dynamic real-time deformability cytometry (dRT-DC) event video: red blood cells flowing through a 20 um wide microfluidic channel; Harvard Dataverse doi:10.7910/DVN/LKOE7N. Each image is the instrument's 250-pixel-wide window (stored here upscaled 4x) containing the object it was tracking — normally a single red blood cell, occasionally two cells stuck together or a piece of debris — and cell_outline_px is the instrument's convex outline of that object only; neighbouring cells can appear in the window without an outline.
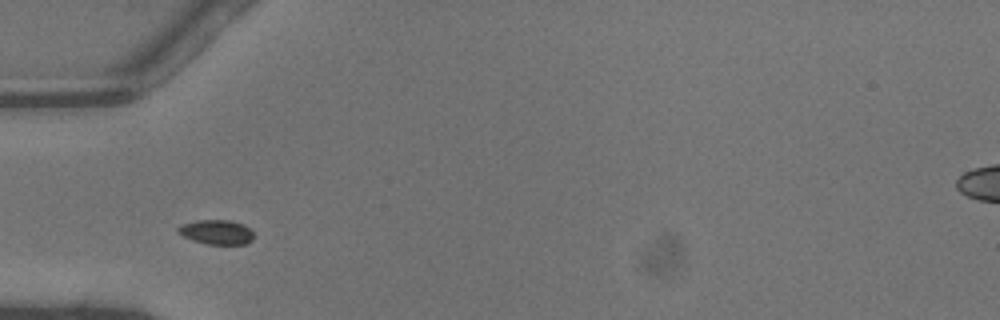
{"species": "common noctule bat (a hibernating species)", "species_latin": "Nyctalus noctula", "temperature_condition": "warm", "stored_images_in_passage": 26, "camera_frame_rate_fps": 3000, "um_per_image_px": 0.085, "animal": {"sex": "male", "body_mass_g": 13.3}, "frame": {"image": 1, "passage_image": 2, "time_ms": 0.333, "image_size_px": [1000, 320], "cell_outline_px": [[252, 240], [244, 244], [208, 244], [192, 240], [176, 232], [176, 228], [184, 224], [196, 220], [228, 220], [244, 224], [252, 232]], "centroid_in_image_um": [18.38, 19.72], "position_along_channel_um": 66.6, "area_um2": 10.69}}
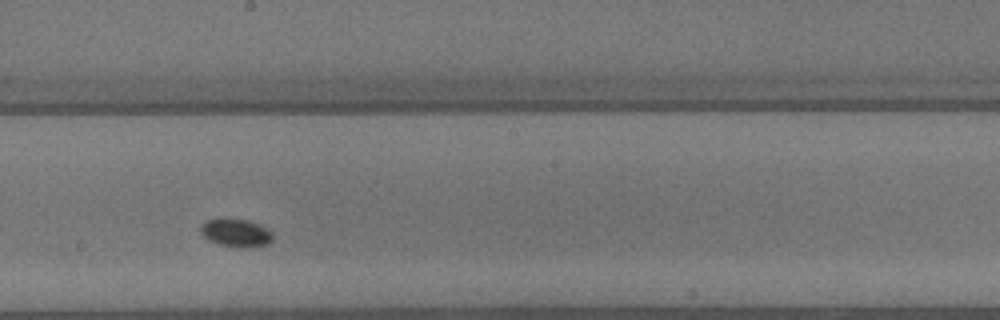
{"frame": {"image": 2, "passage_image": 13, "time_ms": 4.0, "image_size_px": [1000, 320], "cell_outline_px": [[272, 240], [268, 244], [220, 244], [208, 240], [200, 232], [200, 224], [204, 220], [248, 220], [260, 224], [272, 232]], "centroid_in_image_um": [20.02, 19.73], "position_along_channel_um": 228.2, "area_um2": 10.87}}
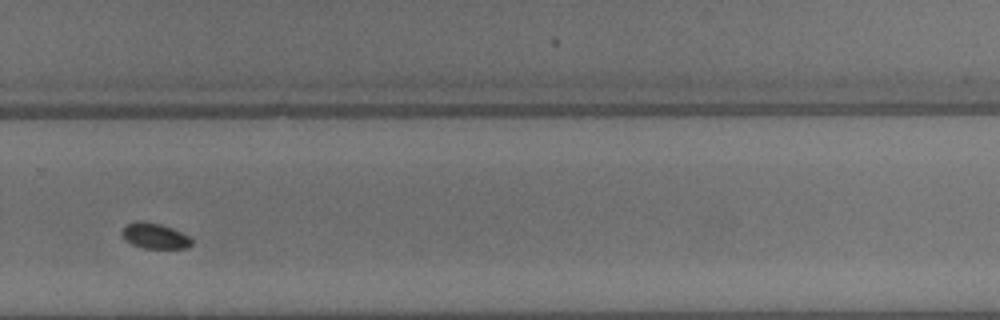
{"frame": {"image": 3, "passage_image": 19, "time_ms": 6.0, "image_size_px": [1000, 320], "cell_outline_px": [[192, 244], [188, 248], [140, 248], [124, 240], [120, 232], [128, 224], [136, 220], [140, 220], [160, 224], [172, 228], [188, 236], [192, 240]], "centroid_in_image_um": [13.12, 20.05], "position_along_channel_um": 316.7, "area_um2": 10.4}}